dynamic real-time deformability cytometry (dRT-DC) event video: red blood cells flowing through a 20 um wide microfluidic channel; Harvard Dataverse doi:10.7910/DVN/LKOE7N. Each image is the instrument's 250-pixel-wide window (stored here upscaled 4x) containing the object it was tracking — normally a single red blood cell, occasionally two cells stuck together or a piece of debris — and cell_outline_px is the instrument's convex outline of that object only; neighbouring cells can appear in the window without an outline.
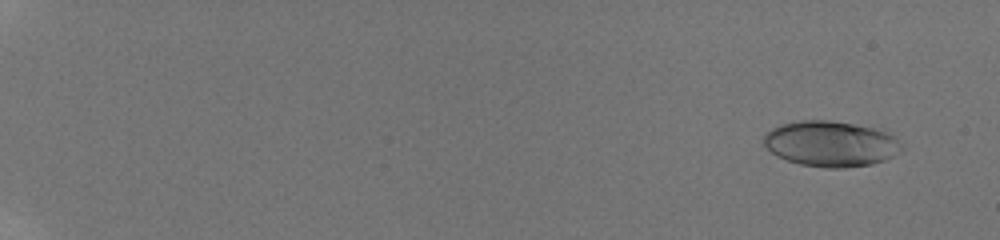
{"species": "human", "species_latin": "Homo sapiens", "temperature_condition": "room temperature", "stored_images_in_passage": 13, "camera_frame_rate_fps": 3000, "um_per_image_px": 0.085, "donor": {"sex": "male"}, "frame": {"image": 1, "passage_image": 3, "time_ms": 1.333, "image_size_px": [1000, 240], "cell_outline_px": [[904, 148], [892, 156], [884, 160], [872, 164], [844, 168], [824, 168], [800, 164], [776, 156], [764, 144], [764, 136], [772, 128], [780, 124], [800, 120], [832, 120], [872, 128], [884, 132], [892, 136], [904, 144]], "centroid_in_image_um": [70.61, 12.23], "position_along_channel_um": 14.4, "area_um2": 36.47}}
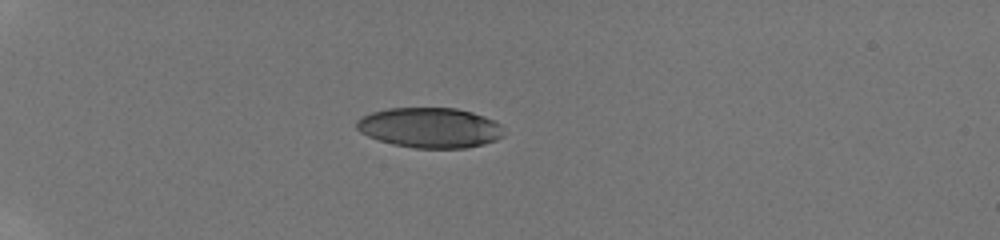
{"frame": {"image": 2, "passage_image": 10, "time_ms": 6.0, "image_size_px": [1000, 240], "cell_outline_px": [[504, 136], [496, 140], [484, 144], [464, 148], [416, 148], [392, 144], [368, 136], [360, 132], [356, 128], [356, 120], [372, 112], [388, 108], [456, 108], [472, 112], [484, 116], [500, 124], [504, 132]], "centroid_in_image_um": [36.55, 10.85], "position_along_channel_um": 48.5, "area_um2": 34.45}}
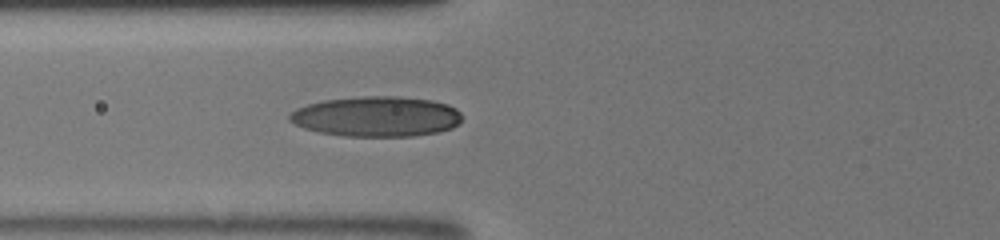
{"frame": {"image": 3, "passage_image": 13, "time_ms": 8.333, "image_size_px": [1000, 240], "cell_outline_px": [[460, 124], [452, 128], [436, 132], [416, 136], [344, 136], [320, 132], [304, 128], [288, 120], [288, 116], [296, 108], [308, 104], [324, 100], [364, 96], [396, 96], [432, 100], [448, 104], [456, 108], [460, 112]], "centroid_in_image_um": [32.02, 9.9], "position_along_channel_um": 93.8, "area_um2": 40.46}}